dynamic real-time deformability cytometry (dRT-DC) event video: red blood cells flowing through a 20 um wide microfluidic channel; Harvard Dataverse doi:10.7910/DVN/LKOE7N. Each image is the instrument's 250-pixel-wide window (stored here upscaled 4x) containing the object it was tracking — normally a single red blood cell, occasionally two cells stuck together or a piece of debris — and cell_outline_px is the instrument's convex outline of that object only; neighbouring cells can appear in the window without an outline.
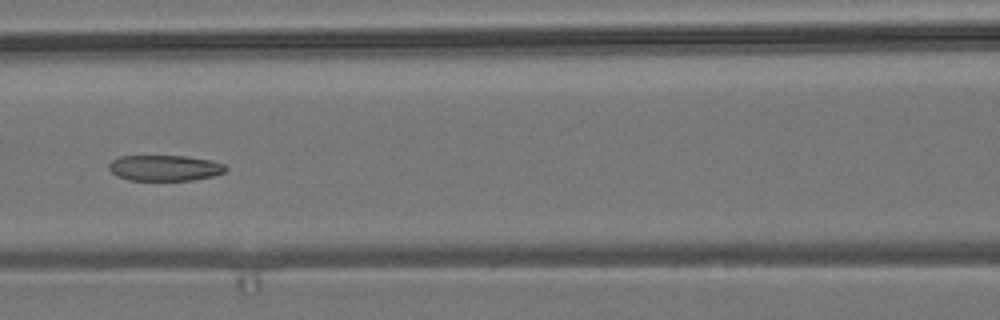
{"species": "common noctule bat (a hibernating species)", "species_latin": "Nyctalus noctula", "temperature_condition": "room temperature", "stored_images_in_passage": 53, "camera_frame_rate_fps": 3000, "um_per_image_px": 0.085, "animal": {"sex": "male", "body_mass_g": 19.2, "forearm_length_mm": 51.8}, "frame": {"image": 1, "passage_image": 23, "time_ms": 7.333, "image_size_px": [1000, 320], "cell_outline_px": [[228, 168], [224, 172], [212, 176], [192, 180], [132, 180], [116, 176], [108, 168], [108, 164], [112, 160], [120, 156], [184, 156], [212, 160], [224, 164]], "centroid_in_image_um": [14.0, 14.27], "position_along_channel_um": 152.6, "area_um2": 17.51}, "authors_computed_cell_mechanics": {"area_um2": 18.6116, "velocity_mm_per_s": 3.8111, "shape_relaxation_time_tau1_ms": null, "shape_relaxation_time_tau2_ms": 2.404, "deformation_change_tau1": null, "deformation_change_tau2": 0.069}}